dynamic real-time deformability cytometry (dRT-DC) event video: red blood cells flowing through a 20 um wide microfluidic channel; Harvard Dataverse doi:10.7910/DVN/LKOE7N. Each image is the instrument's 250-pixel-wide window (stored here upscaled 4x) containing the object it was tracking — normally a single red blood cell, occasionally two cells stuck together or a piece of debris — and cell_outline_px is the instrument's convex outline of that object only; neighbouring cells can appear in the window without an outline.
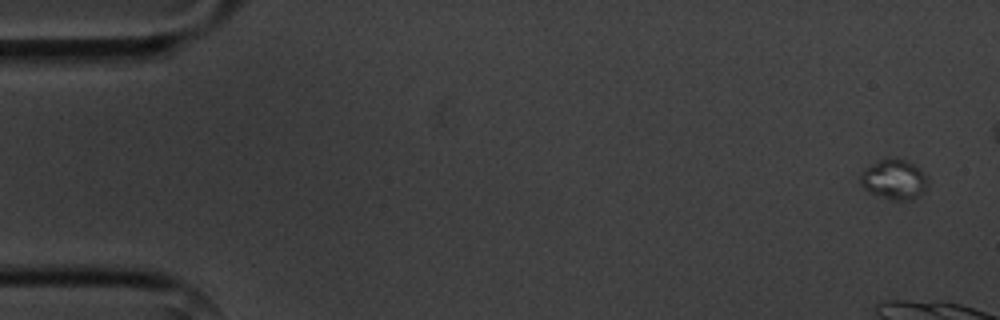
{"species": "common noctule bat (a hibernating species)", "species_latin": "Nyctalus noctula", "temperature_condition": "cold", "stored_images_in_passage": 8, "camera_frame_rate_fps": 3000, "um_per_image_px": 0.085, "animal": {"sex": "male", "body_mass_g": 20.1, "forearm_length_mm": 53.5}, "frame": {"image": 1, "passage_image": 1, "time_ms": 0.0, "image_size_px": [1000, 320], "cell_outline_px": [[928, 184], [924, 192], [908, 200], [892, 200], [868, 192], [860, 184], [860, 176], [864, 168], [888, 156], [904, 160], [912, 164], [928, 176]], "centroid_in_image_um": [75.98, 15.24], "position_along_channel_um": 9.0, "area_um2": 15.72}}
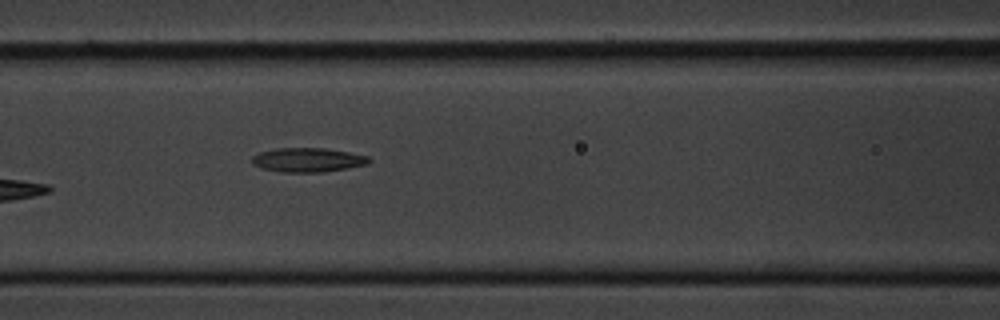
{"frame": {"image": 2, "passage_image": 8, "time_ms": 9.333, "image_size_px": [1000, 320], "cell_outline_px": [[372, 160], [368, 164], [348, 168], [320, 172], [280, 172], [260, 168], [252, 164], [252, 156], [260, 152], [276, 148], [324, 148], [348, 152], [368, 156]], "centroid_in_image_um": [26.15, 13.59], "position_along_channel_um": 140.5, "area_um2": 16.53}}